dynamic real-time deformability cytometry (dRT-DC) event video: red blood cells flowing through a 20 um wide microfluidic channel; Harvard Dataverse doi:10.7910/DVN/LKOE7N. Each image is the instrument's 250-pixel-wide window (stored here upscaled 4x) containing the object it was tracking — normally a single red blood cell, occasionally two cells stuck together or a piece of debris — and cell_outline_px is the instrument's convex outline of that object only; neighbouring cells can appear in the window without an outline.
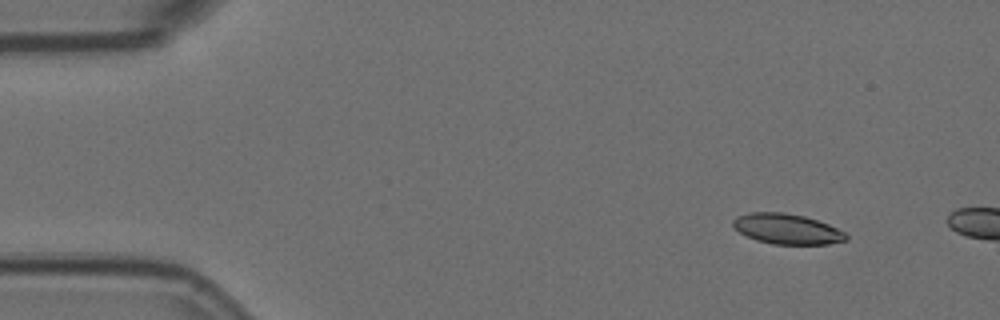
{"species": "Egyptian fruit bat (a non-hibernating species)", "species_latin": "Rousettus aegyptiacus", "temperature_condition": "room temperature", "stored_images_in_passage": 2, "camera_frame_rate_fps": 3000, "um_per_image_px": 0.085, "animal": {"sex": "female"}, "frame": {"image": 1, "passage_image": 1, "time_ms": 0.0, "image_size_px": [1000, 320], "cell_outline_px": [[848, 240], [828, 244], [772, 244], [756, 240], [740, 232], [732, 224], [732, 220], [736, 216], [752, 212], [784, 212], [804, 216], [828, 224], [844, 232], [848, 236]], "centroid_in_image_um": [66.89, 19.46], "position_along_channel_um": 18.1, "area_um2": 19.88}}